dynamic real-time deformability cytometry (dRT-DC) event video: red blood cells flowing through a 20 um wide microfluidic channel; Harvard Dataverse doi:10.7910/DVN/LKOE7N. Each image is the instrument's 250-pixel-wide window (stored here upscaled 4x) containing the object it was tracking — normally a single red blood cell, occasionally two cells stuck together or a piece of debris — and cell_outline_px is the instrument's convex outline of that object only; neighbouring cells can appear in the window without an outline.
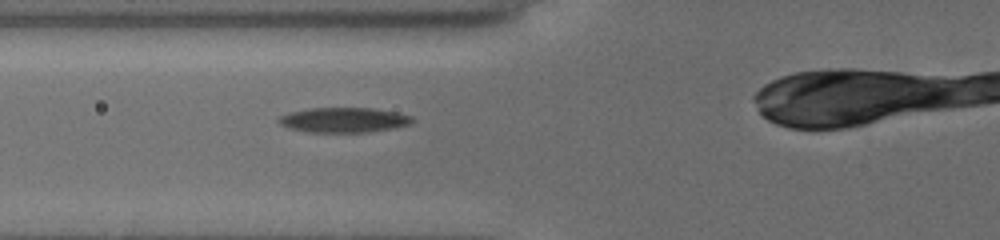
{"species": "common noctule bat (a hibernating species)", "species_latin": "Nyctalus noctula", "temperature_condition": "cold", "stored_images_in_passage": 3, "camera_frame_rate_fps": 3000, "um_per_image_px": 0.085, "animal": {"sex": "female", "body_mass_g": 19.5, "forearm_length_mm": 54.1}, "frame": {"image": 1, "passage_image": 3, "time_ms": 1.667, "image_size_px": [1000, 240], "cell_outline_px": [[416, 120], [408, 124], [392, 128], [368, 132], [308, 132], [292, 128], [280, 124], [280, 116], [288, 112], [308, 108], [372, 108], [396, 112], [412, 116]], "centroid_in_image_um": [29.24, 10.19], "position_along_channel_um": 96.6, "area_um2": 19.25}}